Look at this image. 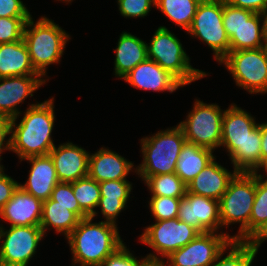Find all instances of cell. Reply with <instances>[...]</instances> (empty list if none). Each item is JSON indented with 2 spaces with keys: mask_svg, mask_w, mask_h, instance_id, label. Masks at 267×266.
I'll return each instance as SVG.
<instances>
[{
  "mask_svg": "<svg viewBox=\"0 0 267 266\" xmlns=\"http://www.w3.org/2000/svg\"><path fill=\"white\" fill-rule=\"evenodd\" d=\"M120 14L125 18H144L155 7V0H117Z\"/></svg>",
  "mask_w": 267,
  "mask_h": 266,
  "instance_id": "cell-37",
  "label": "cell"
},
{
  "mask_svg": "<svg viewBox=\"0 0 267 266\" xmlns=\"http://www.w3.org/2000/svg\"><path fill=\"white\" fill-rule=\"evenodd\" d=\"M2 169H5V167H4L3 165H1V161H0V171H1Z\"/></svg>",
  "mask_w": 267,
  "mask_h": 266,
  "instance_id": "cell-51",
  "label": "cell"
},
{
  "mask_svg": "<svg viewBox=\"0 0 267 266\" xmlns=\"http://www.w3.org/2000/svg\"><path fill=\"white\" fill-rule=\"evenodd\" d=\"M101 198L98 206L105 221L117 224V216L126 208L132 183L127 179L99 182Z\"/></svg>",
  "mask_w": 267,
  "mask_h": 266,
  "instance_id": "cell-24",
  "label": "cell"
},
{
  "mask_svg": "<svg viewBox=\"0 0 267 266\" xmlns=\"http://www.w3.org/2000/svg\"><path fill=\"white\" fill-rule=\"evenodd\" d=\"M43 201L25 192L20 186L0 211V218L10 226H40Z\"/></svg>",
  "mask_w": 267,
  "mask_h": 266,
  "instance_id": "cell-17",
  "label": "cell"
},
{
  "mask_svg": "<svg viewBox=\"0 0 267 266\" xmlns=\"http://www.w3.org/2000/svg\"><path fill=\"white\" fill-rule=\"evenodd\" d=\"M48 82L41 75H23L0 78V115L9 119L19 118V104Z\"/></svg>",
  "mask_w": 267,
  "mask_h": 266,
  "instance_id": "cell-14",
  "label": "cell"
},
{
  "mask_svg": "<svg viewBox=\"0 0 267 266\" xmlns=\"http://www.w3.org/2000/svg\"><path fill=\"white\" fill-rule=\"evenodd\" d=\"M229 157L237 172H258L262 166L260 123L249 133L242 148H237Z\"/></svg>",
  "mask_w": 267,
  "mask_h": 266,
  "instance_id": "cell-27",
  "label": "cell"
},
{
  "mask_svg": "<svg viewBox=\"0 0 267 266\" xmlns=\"http://www.w3.org/2000/svg\"><path fill=\"white\" fill-rule=\"evenodd\" d=\"M146 257L137 259L123 244L113 254L109 255L100 266H142L146 262Z\"/></svg>",
  "mask_w": 267,
  "mask_h": 266,
  "instance_id": "cell-38",
  "label": "cell"
},
{
  "mask_svg": "<svg viewBox=\"0 0 267 266\" xmlns=\"http://www.w3.org/2000/svg\"><path fill=\"white\" fill-rule=\"evenodd\" d=\"M44 237L40 226H10L9 230L1 226L0 264L28 266Z\"/></svg>",
  "mask_w": 267,
  "mask_h": 266,
  "instance_id": "cell-12",
  "label": "cell"
},
{
  "mask_svg": "<svg viewBox=\"0 0 267 266\" xmlns=\"http://www.w3.org/2000/svg\"><path fill=\"white\" fill-rule=\"evenodd\" d=\"M237 173L236 170H227L217 163L215 158L187 184V192L219 201Z\"/></svg>",
  "mask_w": 267,
  "mask_h": 266,
  "instance_id": "cell-21",
  "label": "cell"
},
{
  "mask_svg": "<svg viewBox=\"0 0 267 266\" xmlns=\"http://www.w3.org/2000/svg\"><path fill=\"white\" fill-rule=\"evenodd\" d=\"M177 218L200 233L218 232L221 227L219 201L186 191L181 198Z\"/></svg>",
  "mask_w": 267,
  "mask_h": 266,
  "instance_id": "cell-13",
  "label": "cell"
},
{
  "mask_svg": "<svg viewBox=\"0 0 267 266\" xmlns=\"http://www.w3.org/2000/svg\"><path fill=\"white\" fill-rule=\"evenodd\" d=\"M85 217L88 216L80 207L59 205L49 198L43 201L40 227L44 235L46 230L53 228L57 233L64 234L66 238L77 227L79 221Z\"/></svg>",
  "mask_w": 267,
  "mask_h": 266,
  "instance_id": "cell-22",
  "label": "cell"
},
{
  "mask_svg": "<svg viewBox=\"0 0 267 266\" xmlns=\"http://www.w3.org/2000/svg\"><path fill=\"white\" fill-rule=\"evenodd\" d=\"M51 199L57 204L66 207H79V204L74 196L72 183L59 182L53 189Z\"/></svg>",
  "mask_w": 267,
  "mask_h": 266,
  "instance_id": "cell-39",
  "label": "cell"
},
{
  "mask_svg": "<svg viewBox=\"0 0 267 266\" xmlns=\"http://www.w3.org/2000/svg\"><path fill=\"white\" fill-rule=\"evenodd\" d=\"M231 240L232 236L223 231L200 233L187 245L171 253L161 264L162 266H211Z\"/></svg>",
  "mask_w": 267,
  "mask_h": 266,
  "instance_id": "cell-11",
  "label": "cell"
},
{
  "mask_svg": "<svg viewBox=\"0 0 267 266\" xmlns=\"http://www.w3.org/2000/svg\"><path fill=\"white\" fill-rule=\"evenodd\" d=\"M19 182L0 171V211L4 205L12 198L14 191L18 188Z\"/></svg>",
  "mask_w": 267,
  "mask_h": 266,
  "instance_id": "cell-41",
  "label": "cell"
},
{
  "mask_svg": "<svg viewBox=\"0 0 267 266\" xmlns=\"http://www.w3.org/2000/svg\"><path fill=\"white\" fill-rule=\"evenodd\" d=\"M180 201L181 198L151 196L148 203L155 221H160L177 218Z\"/></svg>",
  "mask_w": 267,
  "mask_h": 266,
  "instance_id": "cell-34",
  "label": "cell"
},
{
  "mask_svg": "<svg viewBox=\"0 0 267 266\" xmlns=\"http://www.w3.org/2000/svg\"><path fill=\"white\" fill-rule=\"evenodd\" d=\"M143 161L136 167V175L144 181L147 177L175 173L176 162L186 138L176 127L160 130L140 139Z\"/></svg>",
  "mask_w": 267,
  "mask_h": 266,
  "instance_id": "cell-4",
  "label": "cell"
},
{
  "mask_svg": "<svg viewBox=\"0 0 267 266\" xmlns=\"http://www.w3.org/2000/svg\"><path fill=\"white\" fill-rule=\"evenodd\" d=\"M201 1L202 0H155V7L173 23L187 32L191 27Z\"/></svg>",
  "mask_w": 267,
  "mask_h": 266,
  "instance_id": "cell-29",
  "label": "cell"
},
{
  "mask_svg": "<svg viewBox=\"0 0 267 266\" xmlns=\"http://www.w3.org/2000/svg\"><path fill=\"white\" fill-rule=\"evenodd\" d=\"M127 83L137 89L158 92H175L183 85L168 71L164 70L155 61L147 59L139 63L123 78Z\"/></svg>",
  "mask_w": 267,
  "mask_h": 266,
  "instance_id": "cell-16",
  "label": "cell"
},
{
  "mask_svg": "<svg viewBox=\"0 0 267 266\" xmlns=\"http://www.w3.org/2000/svg\"><path fill=\"white\" fill-rule=\"evenodd\" d=\"M30 17H0V44L23 39L24 28Z\"/></svg>",
  "mask_w": 267,
  "mask_h": 266,
  "instance_id": "cell-35",
  "label": "cell"
},
{
  "mask_svg": "<svg viewBox=\"0 0 267 266\" xmlns=\"http://www.w3.org/2000/svg\"><path fill=\"white\" fill-rule=\"evenodd\" d=\"M254 12L230 5L223 0V26L230 38Z\"/></svg>",
  "mask_w": 267,
  "mask_h": 266,
  "instance_id": "cell-36",
  "label": "cell"
},
{
  "mask_svg": "<svg viewBox=\"0 0 267 266\" xmlns=\"http://www.w3.org/2000/svg\"><path fill=\"white\" fill-rule=\"evenodd\" d=\"M255 199V173L238 172L219 199L222 227L239 223V231L232 240L246 241L250 237V216Z\"/></svg>",
  "mask_w": 267,
  "mask_h": 266,
  "instance_id": "cell-5",
  "label": "cell"
},
{
  "mask_svg": "<svg viewBox=\"0 0 267 266\" xmlns=\"http://www.w3.org/2000/svg\"><path fill=\"white\" fill-rule=\"evenodd\" d=\"M54 97L31 104L17 124V118L11 119L10 151L23 159L32 156L49 155L55 146L52 131L55 123Z\"/></svg>",
  "mask_w": 267,
  "mask_h": 266,
  "instance_id": "cell-1",
  "label": "cell"
},
{
  "mask_svg": "<svg viewBox=\"0 0 267 266\" xmlns=\"http://www.w3.org/2000/svg\"><path fill=\"white\" fill-rule=\"evenodd\" d=\"M265 46L262 13H254L229 38V51L256 49Z\"/></svg>",
  "mask_w": 267,
  "mask_h": 266,
  "instance_id": "cell-28",
  "label": "cell"
},
{
  "mask_svg": "<svg viewBox=\"0 0 267 266\" xmlns=\"http://www.w3.org/2000/svg\"><path fill=\"white\" fill-rule=\"evenodd\" d=\"M261 169H263V171H265L266 172V175H267V160L263 163V165L260 167V169L258 170V171H260ZM259 176H261V177H265L266 179H267V177L265 176V175H261V174H259V172H256Z\"/></svg>",
  "mask_w": 267,
  "mask_h": 266,
  "instance_id": "cell-47",
  "label": "cell"
},
{
  "mask_svg": "<svg viewBox=\"0 0 267 266\" xmlns=\"http://www.w3.org/2000/svg\"><path fill=\"white\" fill-rule=\"evenodd\" d=\"M180 39L166 26H159L147 44L148 59L155 61L173 75L183 86L206 77L208 74L190 65Z\"/></svg>",
  "mask_w": 267,
  "mask_h": 266,
  "instance_id": "cell-6",
  "label": "cell"
},
{
  "mask_svg": "<svg viewBox=\"0 0 267 266\" xmlns=\"http://www.w3.org/2000/svg\"><path fill=\"white\" fill-rule=\"evenodd\" d=\"M21 0H0V17H31Z\"/></svg>",
  "mask_w": 267,
  "mask_h": 266,
  "instance_id": "cell-40",
  "label": "cell"
},
{
  "mask_svg": "<svg viewBox=\"0 0 267 266\" xmlns=\"http://www.w3.org/2000/svg\"><path fill=\"white\" fill-rule=\"evenodd\" d=\"M267 240V220L246 240L254 249L258 250L264 241Z\"/></svg>",
  "mask_w": 267,
  "mask_h": 266,
  "instance_id": "cell-44",
  "label": "cell"
},
{
  "mask_svg": "<svg viewBox=\"0 0 267 266\" xmlns=\"http://www.w3.org/2000/svg\"><path fill=\"white\" fill-rule=\"evenodd\" d=\"M225 251H229L226 256H224ZM257 253L258 250L246 241L231 240L211 266H252Z\"/></svg>",
  "mask_w": 267,
  "mask_h": 266,
  "instance_id": "cell-30",
  "label": "cell"
},
{
  "mask_svg": "<svg viewBox=\"0 0 267 266\" xmlns=\"http://www.w3.org/2000/svg\"><path fill=\"white\" fill-rule=\"evenodd\" d=\"M144 184L151 192V196L183 198L187 191V185L176 173L147 177Z\"/></svg>",
  "mask_w": 267,
  "mask_h": 266,
  "instance_id": "cell-32",
  "label": "cell"
},
{
  "mask_svg": "<svg viewBox=\"0 0 267 266\" xmlns=\"http://www.w3.org/2000/svg\"><path fill=\"white\" fill-rule=\"evenodd\" d=\"M264 20V33H267V9L262 13Z\"/></svg>",
  "mask_w": 267,
  "mask_h": 266,
  "instance_id": "cell-46",
  "label": "cell"
},
{
  "mask_svg": "<svg viewBox=\"0 0 267 266\" xmlns=\"http://www.w3.org/2000/svg\"><path fill=\"white\" fill-rule=\"evenodd\" d=\"M265 49H266V52H267V33H265Z\"/></svg>",
  "mask_w": 267,
  "mask_h": 266,
  "instance_id": "cell-49",
  "label": "cell"
},
{
  "mask_svg": "<svg viewBox=\"0 0 267 266\" xmlns=\"http://www.w3.org/2000/svg\"><path fill=\"white\" fill-rule=\"evenodd\" d=\"M132 169L136 172L132 161L106 147L89 156L88 176L97 182L126 179Z\"/></svg>",
  "mask_w": 267,
  "mask_h": 266,
  "instance_id": "cell-20",
  "label": "cell"
},
{
  "mask_svg": "<svg viewBox=\"0 0 267 266\" xmlns=\"http://www.w3.org/2000/svg\"><path fill=\"white\" fill-rule=\"evenodd\" d=\"M53 160L59 182L72 183L88 176L89 156L84 148L66 142L55 145L49 152Z\"/></svg>",
  "mask_w": 267,
  "mask_h": 266,
  "instance_id": "cell-15",
  "label": "cell"
},
{
  "mask_svg": "<svg viewBox=\"0 0 267 266\" xmlns=\"http://www.w3.org/2000/svg\"><path fill=\"white\" fill-rule=\"evenodd\" d=\"M232 74L235 84L250 94L267 93V52L265 47L229 51L219 62Z\"/></svg>",
  "mask_w": 267,
  "mask_h": 266,
  "instance_id": "cell-7",
  "label": "cell"
},
{
  "mask_svg": "<svg viewBox=\"0 0 267 266\" xmlns=\"http://www.w3.org/2000/svg\"><path fill=\"white\" fill-rule=\"evenodd\" d=\"M258 125L254 116L231 104L223 114L220 147H224L230 156L237 148H242L244 140Z\"/></svg>",
  "mask_w": 267,
  "mask_h": 266,
  "instance_id": "cell-18",
  "label": "cell"
},
{
  "mask_svg": "<svg viewBox=\"0 0 267 266\" xmlns=\"http://www.w3.org/2000/svg\"><path fill=\"white\" fill-rule=\"evenodd\" d=\"M199 234L200 232L193 226L178 218H173L156 221L155 224L145 227L139 240L157 253V255L147 254L146 260L161 263L171 253L187 245Z\"/></svg>",
  "mask_w": 267,
  "mask_h": 266,
  "instance_id": "cell-8",
  "label": "cell"
},
{
  "mask_svg": "<svg viewBox=\"0 0 267 266\" xmlns=\"http://www.w3.org/2000/svg\"><path fill=\"white\" fill-rule=\"evenodd\" d=\"M9 138L7 139V136ZM11 119L0 115V161L1 154L4 151H10L11 148Z\"/></svg>",
  "mask_w": 267,
  "mask_h": 266,
  "instance_id": "cell-42",
  "label": "cell"
},
{
  "mask_svg": "<svg viewBox=\"0 0 267 266\" xmlns=\"http://www.w3.org/2000/svg\"><path fill=\"white\" fill-rule=\"evenodd\" d=\"M267 220V179L255 173V199L250 216V236Z\"/></svg>",
  "mask_w": 267,
  "mask_h": 266,
  "instance_id": "cell-33",
  "label": "cell"
},
{
  "mask_svg": "<svg viewBox=\"0 0 267 266\" xmlns=\"http://www.w3.org/2000/svg\"><path fill=\"white\" fill-rule=\"evenodd\" d=\"M114 52V75L120 79L148 59L146 41L125 31L119 36Z\"/></svg>",
  "mask_w": 267,
  "mask_h": 266,
  "instance_id": "cell-23",
  "label": "cell"
},
{
  "mask_svg": "<svg viewBox=\"0 0 267 266\" xmlns=\"http://www.w3.org/2000/svg\"><path fill=\"white\" fill-rule=\"evenodd\" d=\"M187 33L211 48L220 62L229 53V37L223 26V0H202Z\"/></svg>",
  "mask_w": 267,
  "mask_h": 266,
  "instance_id": "cell-10",
  "label": "cell"
},
{
  "mask_svg": "<svg viewBox=\"0 0 267 266\" xmlns=\"http://www.w3.org/2000/svg\"><path fill=\"white\" fill-rule=\"evenodd\" d=\"M23 160L31 163L28 180L19 186L27 193L42 201L51 198L54 187L59 183L55 166L50 155L32 156Z\"/></svg>",
  "mask_w": 267,
  "mask_h": 266,
  "instance_id": "cell-19",
  "label": "cell"
},
{
  "mask_svg": "<svg viewBox=\"0 0 267 266\" xmlns=\"http://www.w3.org/2000/svg\"><path fill=\"white\" fill-rule=\"evenodd\" d=\"M193 105L186 119L178 124L186 141L213 151L218 149L225 110L216 103L207 104L198 99Z\"/></svg>",
  "mask_w": 267,
  "mask_h": 266,
  "instance_id": "cell-9",
  "label": "cell"
},
{
  "mask_svg": "<svg viewBox=\"0 0 267 266\" xmlns=\"http://www.w3.org/2000/svg\"><path fill=\"white\" fill-rule=\"evenodd\" d=\"M40 75L33 67L23 39L0 44V78Z\"/></svg>",
  "mask_w": 267,
  "mask_h": 266,
  "instance_id": "cell-25",
  "label": "cell"
},
{
  "mask_svg": "<svg viewBox=\"0 0 267 266\" xmlns=\"http://www.w3.org/2000/svg\"><path fill=\"white\" fill-rule=\"evenodd\" d=\"M58 1H64V2H67V3H71L73 0H58Z\"/></svg>",
  "mask_w": 267,
  "mask_h": 266,
  "instance_id": "cell-50",
  "label": "cell"
},
{
  "mask_svg": "<svg viewBox=\"0 0 267 266\" xmlns=\"http://www.w3.org/2000/svg\"><path fill=\"white\" fill-rule=\"evenodd\" d=\"M72 189L80 209L88 217L97 216L96 209L101 198L99 182L87 176L72 182Z\"/></svg>",
  "mask_w": 267,
  "mask_h": 266,
  "instance_id": "cell-31",
  "label": "cell"
},
{
  "mask_svg": "<svg viewBox=\"0 0 267 266\" xmlns=\"http://www.w3.org/2000/svg\"><path fill=\"white\" fill-rule=\"evenodd\" d=\"M142 266H162L160 262L146 261Z\"/></svg>",
  "mask_w": 267,
  "mask_h": 266,
  "instance_id": "cell-48",
  "label": "cell"
},
{
  "mask_svg": "<svg viewBox=\"0 0 267 266\" xmlns=\"http://www.w3.org/2000/svg\"><path fill=\"white\" fill-rule=\"evenodd\" d=\"M234 7L250 10L254 13H263L267 9V0H225Z\"/></svg>",
  "mask_w": 267,
  "mask_h": 266,
  "instance_id": "cell-43",
  "label": "cell"
},
{
  "mask_svg": "<svg viewBox=\"0 0 267 266\" xmlns=\"http://www.w3.org/2000/svg\"><path fill=\"white\" fill-rule=\"evenodd\" d=\"M262 165L267 160V122L260 124Z\"/></svg>",
  "mask_w": 267,
  "mask_h": 266,
  "instance_id": "cell-45",
  "label": "cell"
},
{
  "mask_svg": "<svg viewBox=\"0 0 267 266\" xmlns=\"http://www.w3.org/2000/svg\"><path fill=\"white\" fill-rule=\"evenodd\" d=\"M93 220L91 216L81 219L66 237L73 256L72 266H100L124 244L117 224L107 221L95 223Z\"/></svg>",
  "mask_w": 267,
  "mask_h": 266,
  "instance_id": "cell-2",
  "label": "cell"
},
{
  "mask_svg": "<svg viewBox=\"0 0 267 266\" xmlns=\"http://www.w3.org/2000/svg\"><path fill=\"white\" fill-rule=\"evenodd\" d=\"M69 40L70 35L45 16H41L36 23L31 16L26 22L23 41L34 69L43 78L47 76V66L60 64V58Z\"/></svg>",
  "mask_w": 267,
  "mask_h": 266,
  "instance_id": "cell-3",
  "label": "cell"
},
{
  "mask_svg": "<svg viewBox=\"0 0 267 266\" xmlns=\"http://www.w3.org/2000/svg\"><path fill=\"white\" fill-rule=\"evenodd\" d=\"M213 152L186 141L176 162L175 173L187 185L215 159Z\"/></svg>",
  "mask_w": 267,
  "mask_h": 266,
  "instance_id": "cell-26",
  "label": "cell"
}]
</instances>
